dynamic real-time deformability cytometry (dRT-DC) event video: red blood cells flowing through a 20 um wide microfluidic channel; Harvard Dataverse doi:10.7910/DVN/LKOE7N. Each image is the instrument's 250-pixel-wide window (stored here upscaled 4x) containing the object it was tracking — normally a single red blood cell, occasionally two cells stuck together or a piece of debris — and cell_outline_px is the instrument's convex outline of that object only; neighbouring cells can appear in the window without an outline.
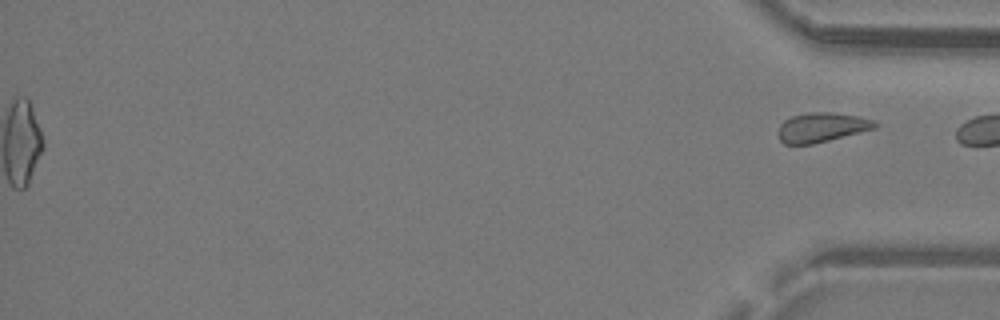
{"species": "common noctule bat (a hibernating species)", "species_latin": "Nyctalus noctula", "temperature_condition": "warm", "stored_images_in_passage": 33, "segment_of_instrument_passage": [2, 2], "camera_frame_rate_fps": 3000, "um_per_image_px": 0.085, "animal": {"sex": "male", "body_mass_g": 19.2, "forearm_length_mm": 51.8}, "frame": {"image": 1, "passage_image": 33, "time_ms": 10.667, "image_size_px": [1000, 320], "cell_outline_px": [[880, 124], [876, 128], [812, 144], [784, 144], [780, 140], [776, 132], [780, 124], [784, 120], [792, 116], [812, 112], [832, 112], [860, 116], [872, 120]], "centroid_in_image_um": [69.83, 10.82], "position_along_channel_um": 365.4, "area_um2": 16.65}}